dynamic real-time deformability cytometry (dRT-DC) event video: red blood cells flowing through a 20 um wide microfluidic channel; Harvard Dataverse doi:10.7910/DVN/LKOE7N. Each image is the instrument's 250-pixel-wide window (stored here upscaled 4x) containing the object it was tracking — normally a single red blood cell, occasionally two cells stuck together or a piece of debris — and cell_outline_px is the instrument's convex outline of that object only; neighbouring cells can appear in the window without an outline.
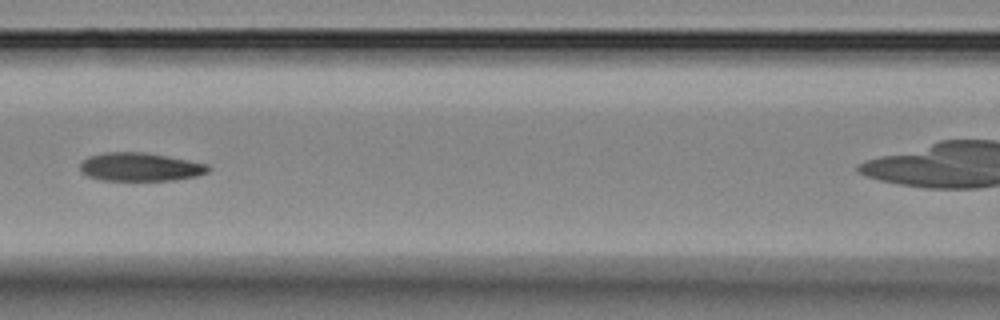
{"species": "Egyptian fruit bat (a non-hibernating species)", "species_latin": "Rousettus aegyptiacus", "temperature_condition": "room temperature", "stored_images_in_passage": 4, "camera_frame_rate_fps": 3000, "um_per_image_px": 0.085, "animal": {"sex": "female"}, "frame": {"image": 1, "passage_image": 4, "time_ms": 3.667, "image_size_px": [1000, 320], "cell_outline_px": [[212, 168], [208, 172], [196, 176], [176, 180], [100, 180], [88, 176], [80, 172], [80, 164], [88, 156], [104, 152], [144, 152], [168, 156], [208, 164]], "centroid_in_image_um": [11.92, 14.19], "position_along_channel_um": 154.7, "area_um2": 21.33}}